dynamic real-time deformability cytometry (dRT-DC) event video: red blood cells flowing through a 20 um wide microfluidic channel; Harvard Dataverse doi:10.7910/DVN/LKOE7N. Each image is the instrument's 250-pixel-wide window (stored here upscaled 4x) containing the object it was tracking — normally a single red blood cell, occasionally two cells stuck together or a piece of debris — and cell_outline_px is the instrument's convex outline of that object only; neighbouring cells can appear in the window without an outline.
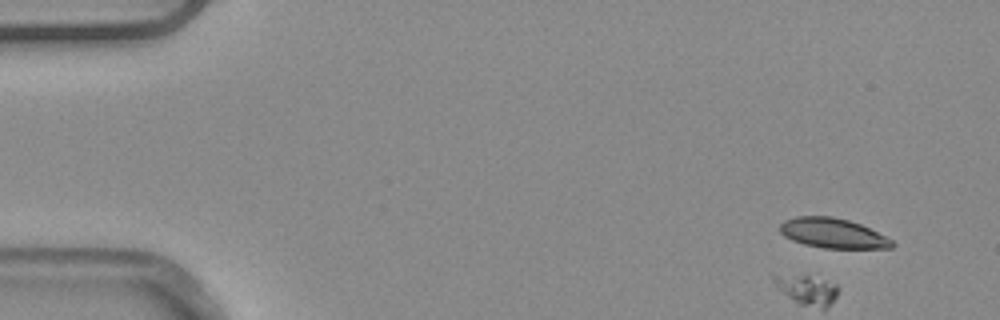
{"species": "common noctule bat (a hibernating species)", "species_latin": "Nyctalus noctula", "temperature_condition": "warm", "stored_images_in_passage": 5, "camera_frame_rate_fps": 3000, "um_per_image_px": 0.085, "animal": {"sex": "male", "body_mass_g": 20.4}, "frame": {"image": 1, "passage_image": 1, "time_ms": 0.0, "image_size_px": [1000, 320], "cell_outline_px": [[896, 244], [892, 248], [824, 248], [804, 244], [792, 240], [784, 236], [780, 232], [780, 224], [784, 220], [796, 216], [832, 216], [848, 220], [860, 224], [892, 240]], "centroid_in_image_um": [70.76, 19.82], "position_along_channel_um": 14.2, "area_um2": 19.42}}